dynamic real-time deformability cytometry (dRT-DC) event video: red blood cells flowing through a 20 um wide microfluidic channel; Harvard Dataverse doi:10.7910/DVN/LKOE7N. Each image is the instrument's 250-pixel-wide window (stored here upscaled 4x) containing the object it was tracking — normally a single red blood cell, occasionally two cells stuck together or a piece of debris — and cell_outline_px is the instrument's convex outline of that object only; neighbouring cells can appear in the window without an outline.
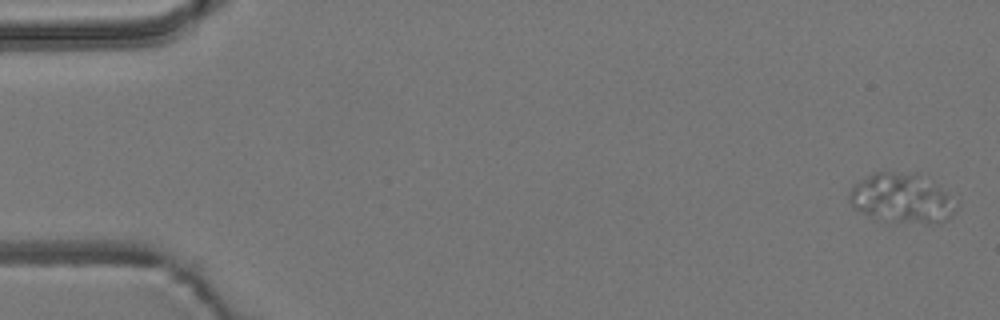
{"species": "common noctule bat (a hibernating species)", "species_latin": "Nyctalus noctula", "temperature_condition": "room temperature", "stored_images_in_passage": 5, "camera_frame_rate_fps": 3000, "um_per_image_px": 0.085, "animal": {"sex": "male", "body_mass_g": 19.2, "forearm_length_mm": 51.8}, "frame": {"image": 1, "passage_image": 1, "time_ms": 0.0, "image_size_px": [1000, 320], "cell_outline_px": [[956, 212], [948, 220], [928, 224], [896, 220], [860, 212], [852, 208], [848, 200], [848, 192], [852, 184], [872, 172], [916, 172], [944, 192], [956, 204]], "centroid_in_image_um": [76.59, 16.82], "position_along_channel_um": 8.4, "area_um2": 30.29}}
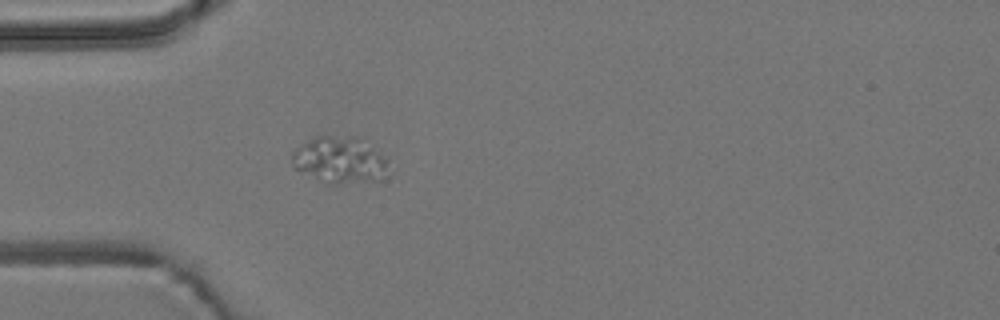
{"frame": {"image": 2, "passage_image": 5, "time_ms": 1.333, "image_size_px": [1000, 320], "cell_outline_px": [[384, 168], [380, 180], [336, 184], [328, 184], [296, 168], [292, 164], [292, 152], [296, 148], [316, 136], [364, 136], [384, 160]], "centroid_in_image_um": [28.83, 13.57], "position_along_channel_um": 56.2, "area_um2": 25.61}}